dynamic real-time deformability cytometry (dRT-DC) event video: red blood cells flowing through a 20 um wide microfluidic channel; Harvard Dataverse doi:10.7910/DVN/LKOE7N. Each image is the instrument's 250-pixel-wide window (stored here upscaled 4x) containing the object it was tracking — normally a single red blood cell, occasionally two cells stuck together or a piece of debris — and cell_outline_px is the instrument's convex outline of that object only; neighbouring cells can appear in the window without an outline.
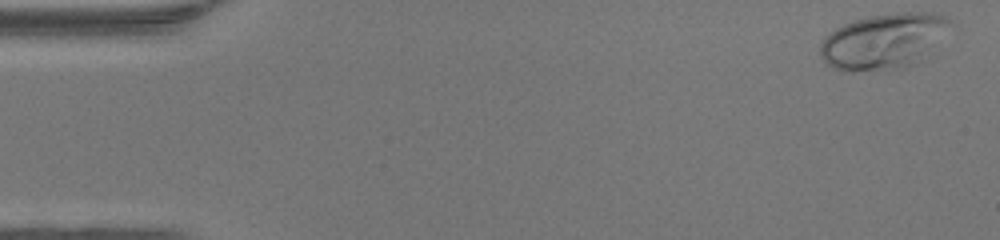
{"species": "human", "species_latin": "Homo sapiens", "temperature_condition": "warm", "stored_images_in_passage": 47, "camera_frame_rate_fps": 3000, "um_per_image_px": 0.085, "donor": {"sex": "female"}, "frame": {"image": 1, "passage_image": 1, "time_ms": 0.0, "image_size_px": [1000, 240], "cell_outline_px": [[956, 24], [924, 60], [908, 68], [844, 72], [840, 72], [824, 64], [820, 56], [820, 44], [824, 36], [836, 28], [844, 24], [856, 20], [872, 16], [900, 12], [932, 12], [956, 20]], "centroid_in_image_um": [75.18, 3.52], "position_along_channel_um": 9.8, "area_um2": 43.35}}
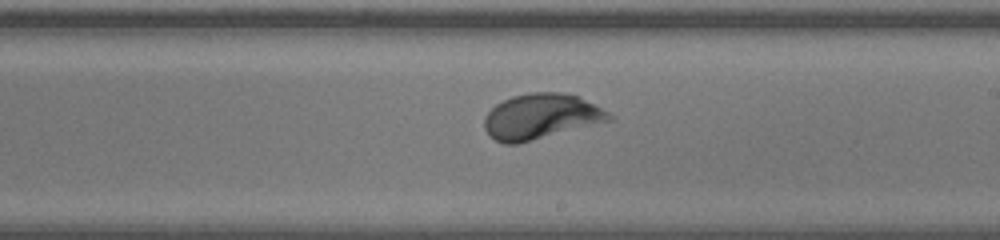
{"frame": {"image": 2, "passage_image": 27, "time_ms": 8.667, "image_size_px": [1000, 240], "cell_outline_px": [[616, 116], [612, 120], [520, 144], [504, 144], [488, 136], [484, 128], [484, 116], [496, 104], [512, 96], [532, 92], [564, 92], [576, 96]], "centroid_in_image_um": [45.95, 9.92], "position_along_channel_um": 243.1, "area_um2": 33.06}}
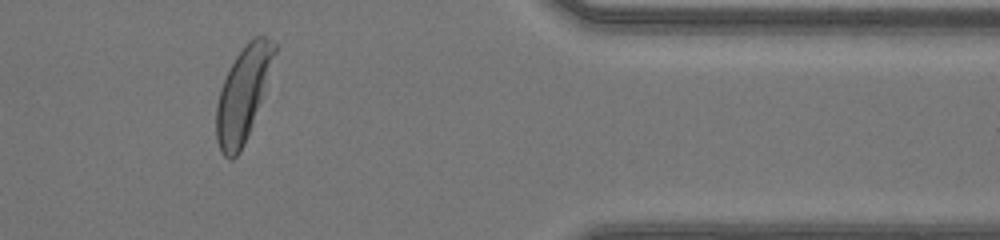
{"frame": {"image": 3, "passage_image": 39, "time_ms": 12.667, "image_size_px": [1000, 240], "cell_outline_px": [[276, 52], [252, 124], [240, 152], [232, 160], [228, 160], [220, 152], [216, 140], [216, 104], [220, 88], [236, 56], [248, 40], [252, 36], [264, 36], [276, 44]], "centroid_in_image_um": [20.61, 8.01], "position_along_channel_um": 390.8, "area_um2": 31.15}, "authors_computed_cell_mechanics": {"area_um2": 31.9634, "velocity_mm_per_s": 4.3302, "shape_relaxation_time_tau1_ms": 2.2958, "shape_relaxation_time_tau2_ms": null, "deformation_change_tau1": 0.19, "deformation_change_tau2": null}}